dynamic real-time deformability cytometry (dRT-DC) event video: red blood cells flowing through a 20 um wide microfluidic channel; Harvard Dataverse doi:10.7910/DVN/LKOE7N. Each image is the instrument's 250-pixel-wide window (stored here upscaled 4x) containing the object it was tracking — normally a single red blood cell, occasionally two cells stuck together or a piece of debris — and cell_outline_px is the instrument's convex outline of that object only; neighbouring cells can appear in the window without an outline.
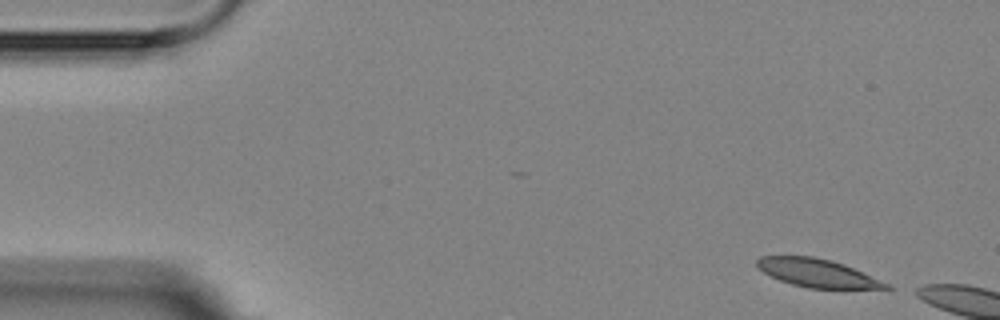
{"species": "Egyptian fruit bat (a non-hibernating species)", "species_latin": "Rousettus aegyptiacus", "temperature_condition": "room temperature", "stored_images_in_passage": 2, "camera_frame_rate_fps": 3000, "um_per_image_px": 0.085, "animal": {"sex": "female"}, "frame": {"image": 1, "passage_image": 1, "time_ms": 0.0, "image_size_px": [1000, 320], "cell_outline_px": [[896, 288], [808, 288], [792, 284], [780, 280], [756, 268], [756, 260], [760, 256], [812, 256], [832, 260], [844, 264], [892, 284]], "centroid_in_image_um": [69.49, 23.2], "position_along_channel_um": 15.5, "area_um2": 21.21}}